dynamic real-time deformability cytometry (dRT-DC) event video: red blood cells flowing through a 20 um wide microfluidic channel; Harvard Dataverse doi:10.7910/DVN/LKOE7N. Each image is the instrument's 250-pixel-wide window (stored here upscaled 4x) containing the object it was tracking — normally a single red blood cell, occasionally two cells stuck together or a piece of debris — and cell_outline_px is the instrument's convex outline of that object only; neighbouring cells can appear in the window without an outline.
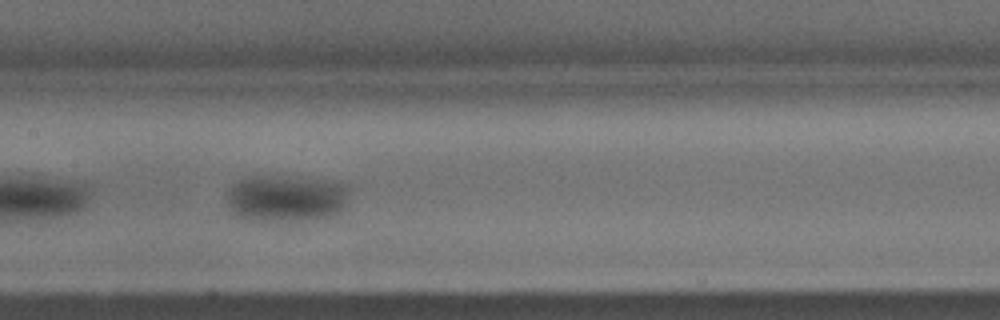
{"species": "common noctule bat (a hibernating species)", "species_latin": "Nyctalus noctula", "temperature_condition": "warm", "stored_images_in_passage": 24, "camera_frame_rate_fps": 3000, "um_per_image_px": 0.085, "animal": {"sex": "male", "body_mass_g": 15.6}, "frame": {"image": 1, "passage_image": 17, "time_ms": 5.333, "image_size_px": [1000, 320], "cell_outline_px": [[348, 188], [344, 208], [328, 216], [288, 220], [248, 220], [240, 216], [228, 204], [228, 192], [232, 184], [240, 180], [256, 176], [300, 176], [348, 184]], "centroid_in_image_um": [24.33, 16.81], "position_along_channel_um": 183.1, "area_um2": 32.71}}